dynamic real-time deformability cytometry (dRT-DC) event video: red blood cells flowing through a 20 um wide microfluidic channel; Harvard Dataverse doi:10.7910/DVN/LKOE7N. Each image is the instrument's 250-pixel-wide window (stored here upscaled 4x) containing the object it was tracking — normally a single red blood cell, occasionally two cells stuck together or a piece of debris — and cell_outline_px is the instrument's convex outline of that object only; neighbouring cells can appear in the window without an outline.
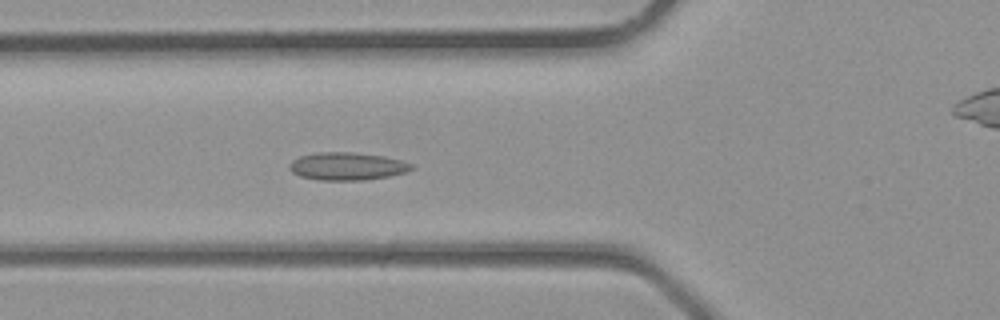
{"species": "common noctule bat (a hibernating species)", "species_latin": "Nyctalus noctula", "temperature_condition": "room temperature", "stored_images_in_passage": 38, "camera_frame_rate_fps": 3000, "um_per_image_px": 0.085, "animal": {"sex": "male", "body_mass_g": 23.1, "forearm_length_mm": 52.7}, "frame": {"image": 1, "passage_image": 13, "time_ms": 4.0, "image_size_px": [1000, 320], "cell_outline_px": [[416, 168], [408, 172], [388, 176], [364, 180], [320, 180], [300, 176], [292, 172], [288, 168], [288, 164], [292, 160], [300, 156], [316, 152], [352, 152], [384, 156], [400, 160], [412, 164]], "centroid_in_image_um": [29.51, 14.13], "position_along_channel_um": 96.3, "area_um2": 19.88}}
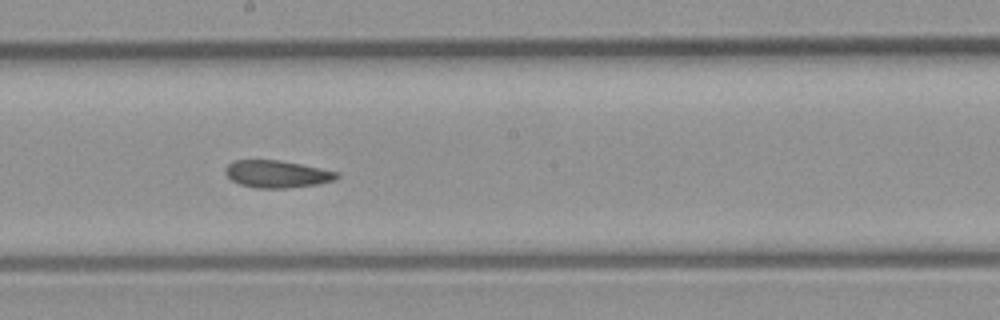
{"frame": {"image": 2, "passage_image": 20, "time_ms": 6.333, "image_size_px": [1000, 320], "cell_outline_px": [[340, 176], [332, 180], [316, 184], [288, 188], [256, 188], [240, 184], [232, 180], [224, 172], [224, 168], [232, 160], [280, 160], [340, 172]], "centroid_in_image_um": [23.51, 14.78], "position_along_channel_um": 224.7, "area_um2": 17.69}}
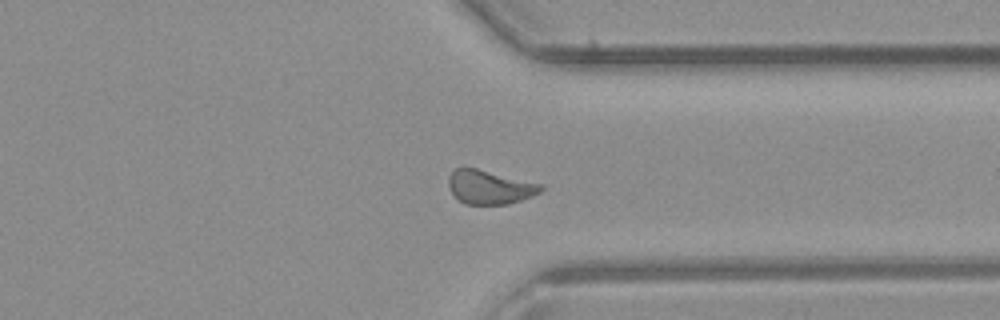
{"frame": {"image": 3, "passage_image": 28, "time_ms": 9.0, "image_size_px": [1000, 320], "cell_outline_px": [[544, 188], [540, 192], [532, 196], [508, 204], [464, 204], [456, 200], [448, 184], [448, 176], [456, 168], [476, 168], [544, 184]], "centroid_in_image_um": [41.63, 15.91], "position_along_channel_um": 369.8, "area_um2": 18.32}}